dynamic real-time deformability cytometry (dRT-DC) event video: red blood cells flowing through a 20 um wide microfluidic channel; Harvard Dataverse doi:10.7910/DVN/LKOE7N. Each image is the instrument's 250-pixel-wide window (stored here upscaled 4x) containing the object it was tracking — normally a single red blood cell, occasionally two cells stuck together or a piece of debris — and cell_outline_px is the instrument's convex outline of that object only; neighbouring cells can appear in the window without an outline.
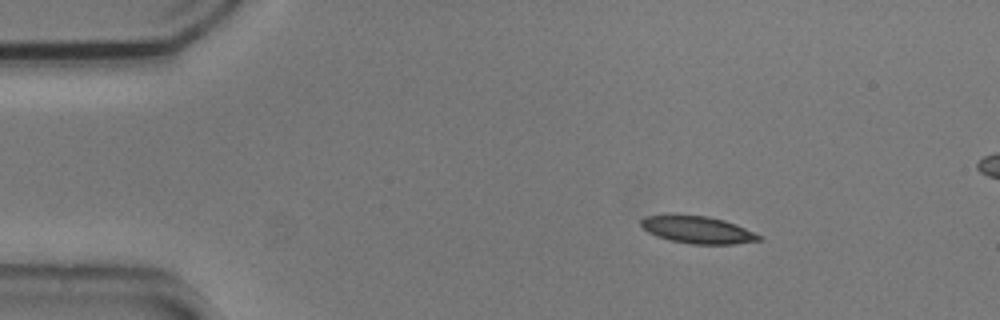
{"species": "common noctule bat (a hibernating species)", "species_latin": "Nyctalus noctula", "temperature_condition": "cold", "stored_images_in_passage": 6, "camera_frame_rate_fps": 3000, "um_per_image_px": 0.085, "animal": {"sex": "male", "body_mass_g": 20.5, "forearm_length_mm": 52.5}, "frame": {"image": 1, "passage_image": 1, "time_ms": 0.0, "image_size_px": [1000, 320], "cell_outline_px": [[760, 240], [732, 244], [692, 244], [672, 240], [656, 236], [648, 232], [640, 224], [640, 220], [644, 216], [708, 216], [724, 220], [736, 224], [760, 236]], "centroid_in_image_um": [59.28, 19.54], "position_along_channel_um": 25.7, "area_um2": 18.15}}